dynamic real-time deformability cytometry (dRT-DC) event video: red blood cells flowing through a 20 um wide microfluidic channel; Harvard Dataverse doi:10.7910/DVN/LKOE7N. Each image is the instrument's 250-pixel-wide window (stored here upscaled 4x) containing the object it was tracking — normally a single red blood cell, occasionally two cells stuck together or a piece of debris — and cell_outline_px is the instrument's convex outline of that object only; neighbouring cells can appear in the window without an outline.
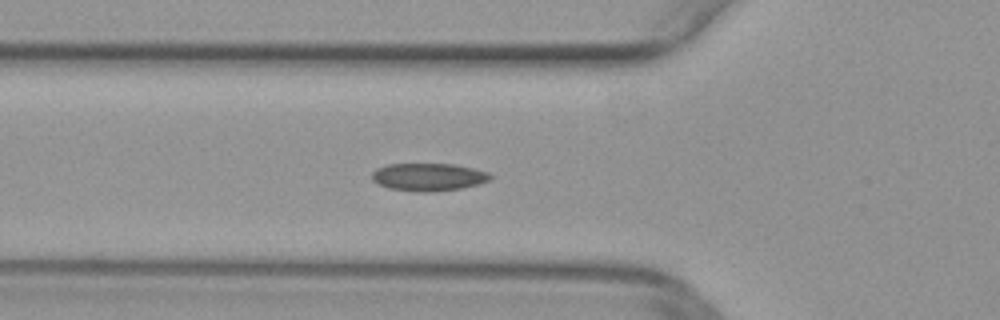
{"species": "common noctule bat (a hibernating species)", "species_latin": "Nyctalus noctula", "temperature_condition": "warm", "stored_images_in_passage": 44, "camera_frame_rate_fps": 3000, "um_per_image_px": 0.085, "animal": {"sex": "female", "body_mass_g": 29.2, "forearm_length_mm": 56.3}, "frame": {"image": 1, "passage_image": 10, "time_ms": 3.0, "image_size_px": [1000, 320], "cell_outline_px": [[492, 176], [488, 180], [480, 184], [460, 188], [436, 192], [416, 192], [388, 188], [372, 180], [372, 172], [376, 168], [388, 164], [452, 164], [472, 168], [488, 172]], "centroid_in_image_um": [36.4, 15.05], "position_along_channel_um": 89.4, "area_um2": 19.13}}
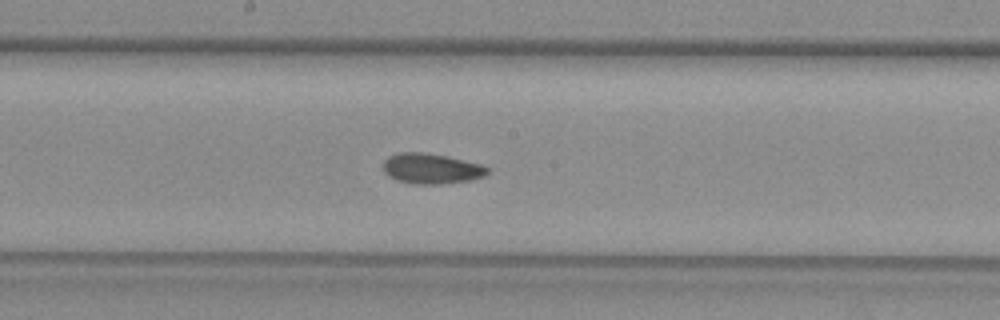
{"frame": {"image": 2, "passage_image": 19, "time_ms": 6.0, "image_size_px": [1000, 320], "cell_outline_px": [[492, 168], [484, 176], [468, 180], [440, 184], [412, 184], [396, 180], [388, 176], [384, 172], [384, 160], [388, 156], [400, 152], [420, 152], [448, 156], [480, 164]], "centroid_in_image_um": [36.65, 14.33], "position_along_channel_um": 211.5, "area_um2": 18.5}}
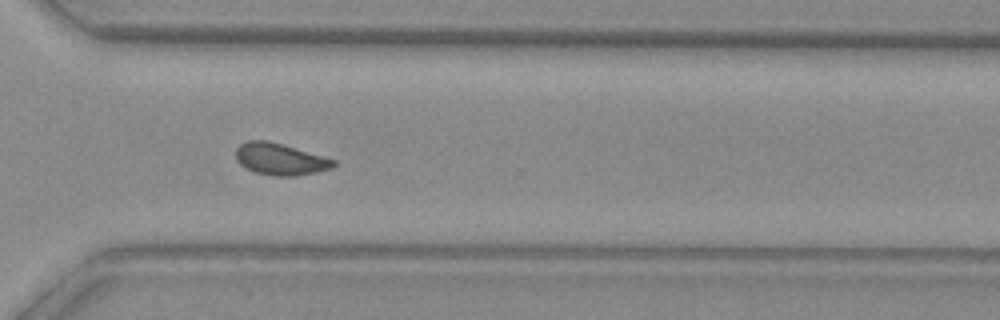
{"frame": {"image": 3, "passage_image": 29, "time_ms": 9.333, "image_size_px": [1000, 320], "cell_outline_px": [[336, 164], [332, 168], [316, 172], [296, 176], [272, 176], [256, 172], [244, 168], [236, 160], [236, 148], [240, 144], [248, 140], [268, 140], [336, 160]], "centroid_in_image_um": [23.79, 13.53], "position_along_channel_um": 346.8, "area_um2": 18.09}}